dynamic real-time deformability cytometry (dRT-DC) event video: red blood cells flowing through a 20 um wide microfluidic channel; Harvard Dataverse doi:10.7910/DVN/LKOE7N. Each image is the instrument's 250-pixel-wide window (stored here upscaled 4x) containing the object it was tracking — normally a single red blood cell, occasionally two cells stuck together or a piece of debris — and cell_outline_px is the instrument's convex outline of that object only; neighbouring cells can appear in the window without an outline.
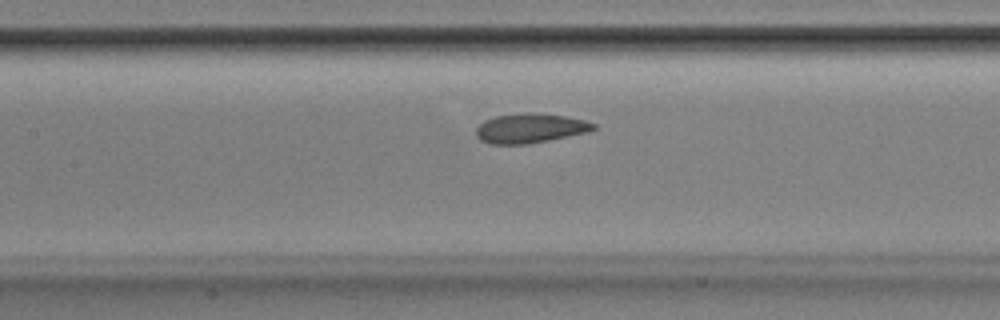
{"species": "Egyptian fruit bat (a non-hibernating species)", "species_latin": "Rousettus aegyptiacus", "temperature_condition": "room temperature", "stored_images_in_passage": 47, "camera_frame_rate_fps": 3000, "um_per_image_px": 0.085, "animal": {"sex": "male"}, "frame": {"image": 1, "passage_image": 19, "time_ms": 6.0, "image_size_px": [1000, 320], "cell_outline_px": [[596, 128], [588, 132], [528, 144], [492, 144], [480, 140], [476, 136], [476, 128], [484, 120], [496, 116], [528, 112], [532, 112], [564, 116], [584, 120], [596, 124]], "centroid_in_image_um": [45.05, 10.9], "position_along_channel_um": 162.4, "area_um2": 20.11}}
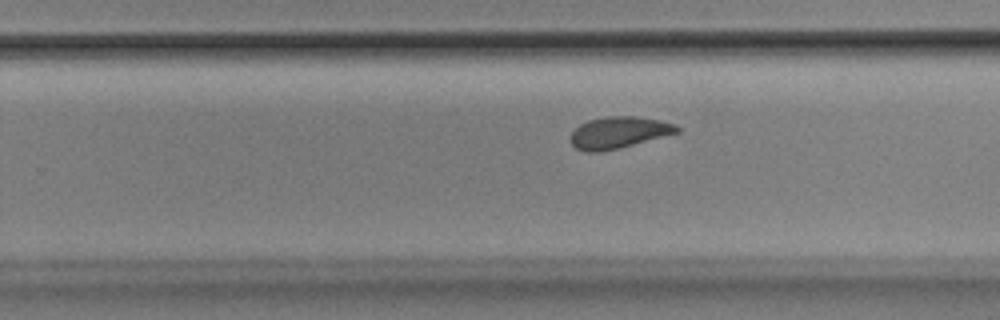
{"frame": {"image": 2, "passage_image": 28, "time_ms": 9.0, "image_size_px": [1000, 320], "cell_outline_px": [[680, 132], [620, 148], [600, 152], [584, 152], [576, 148], [572, 144], [572, 132], [580, 124], [588, 120], [608, 116], [636, 116], [656, 120], [672, 124], [680, 128]], "centroid_in_image_um": [52.57, 11.27], "position_along_channel_um": 277.2, "area_um2": 19.42}}
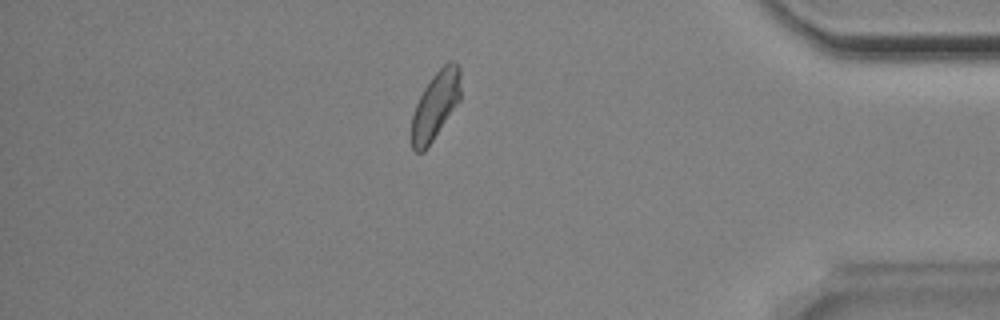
{"frame": {"image": 3, "passage_image": 40, "time_ms": 13.0, "image_size_px": [1000, 320], "cell_outline_px": [[460, 100], [424, 152], [416, 152], [412, 148], [412, 116], [416, 104], [424, 88], [432, 76], [448, 60], [456, 64], [460, 68]], "centroid_in_image_um": [37.01, 8.95], "position_along_channel_um": 398.2, "area_um2": 19.07}, "authors_computed_cell_mechanics": {"area_um2": 20.1144, "velocity_mm_per_s": 3.8423, "shape_relaxation_time_tau1_ms": 4.8141, "shape_relaxation_time_tau2_ms": 2.15, "deformation_change_tau1": 0.1089, "deformation_change_tau2": 0.0501}}